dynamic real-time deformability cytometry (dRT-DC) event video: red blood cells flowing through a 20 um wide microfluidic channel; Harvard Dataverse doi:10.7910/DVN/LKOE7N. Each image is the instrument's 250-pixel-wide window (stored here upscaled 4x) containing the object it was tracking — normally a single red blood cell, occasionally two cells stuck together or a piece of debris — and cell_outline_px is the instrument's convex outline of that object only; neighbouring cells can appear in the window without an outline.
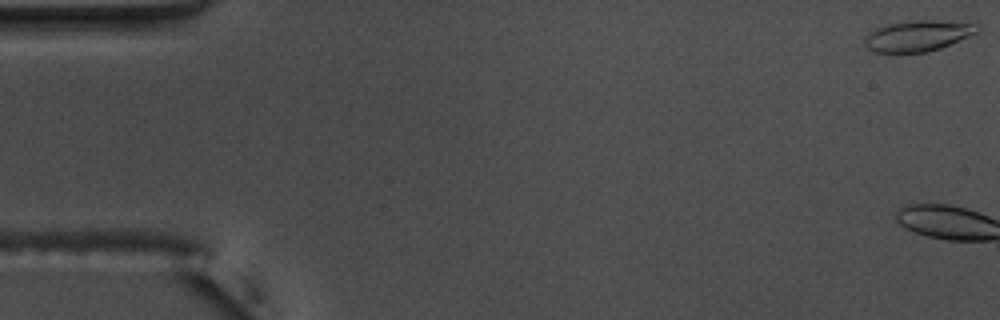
{"species": "common noctule bat (a hibernating species)", "species_latin": "Nyctalus noctula", "temperature_condition": "warm", "stored_images_in_passage": 3, "camera_frame_rate_fps": 3000, "um_per_image_px": 0.085, "animal": {"sex": "male", "body_mass_g": 17.5, "forearm_length_mm": 52.3}, "frame": {"image": 1, "passage_image": 1, "time_ms": 0.0, "image_size_px": [1000, 320], "cell_outline_px": [[984, 28], [980, 32], [940, 48], [928, 52], [876, 52], [868, 48], [864, 44], [864, 36], [880, 24], [912, 20], [976, 20]], "centroid_in_image_um": [78.15, 2.98], "position_along_channel_um": 6.9, "area_um2": 21.33}}